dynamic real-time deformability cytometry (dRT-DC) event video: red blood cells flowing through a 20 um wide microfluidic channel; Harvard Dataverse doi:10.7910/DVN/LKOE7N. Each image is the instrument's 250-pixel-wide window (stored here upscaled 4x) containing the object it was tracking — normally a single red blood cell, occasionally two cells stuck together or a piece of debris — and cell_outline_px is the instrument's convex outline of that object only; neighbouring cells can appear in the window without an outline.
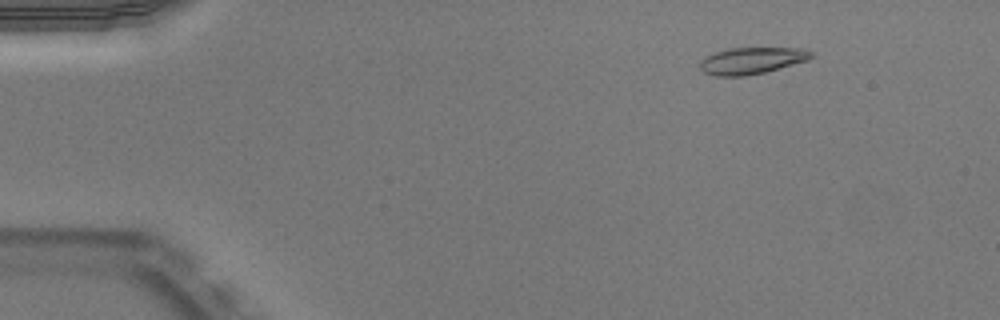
{"species": "Egyptian fruit bat (a non-hibernating species)", "species_latin": "Rousettus aegyptiacus", "temperature_condition": "warm", "stored_images_in_passage": 52, "camera_frame_rate_fps": 3000, "um_per_image_px": 0.085, "animal": {"sex": "male"}, "frame": {"image": 1, "passage_image": 7, "time_ms": 2.0, "image_size_px": [1000, 320], "cell_outline_px": [[816, 56], [808, 60], [764, 72], [744, 76], [716, 76], [704, 72], [700, 68], [700, 60], [716, 52], [728, 48], [804, 48], [812, 52]], "centroid_in_image_um": [63.92, 5.15], "position_along_channel_um": 21.1, "area_um2": 17.22}}
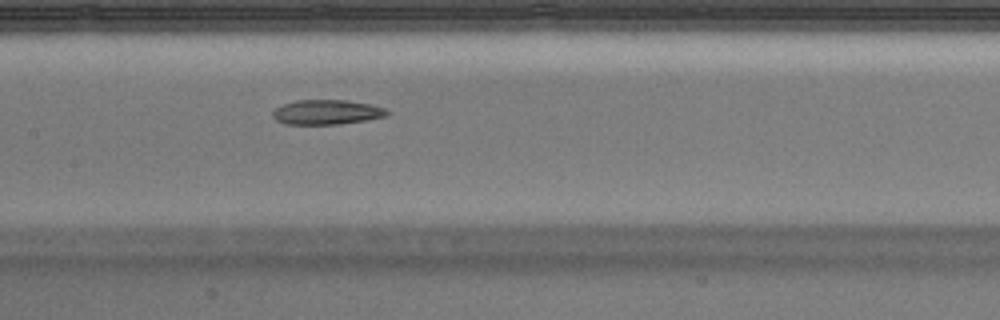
{"frame": {"image": 2, "passage_image": 26, "time_ms": 8.333, "image_size_px": [1000, 320], "cell_outline_px": [[392, 112], [388, 116], [368, 120], [340, 124], [284, 124], [276, 120], [272, 116], [272, 112], [276, 108], [284, 104], [296, 100], [344, 100], [372, 104], [384, 108]], "centroid_in_image_um": [27.82, 9.54], "position_along_channel_um": 179.6, "area_um2": 16.65}}
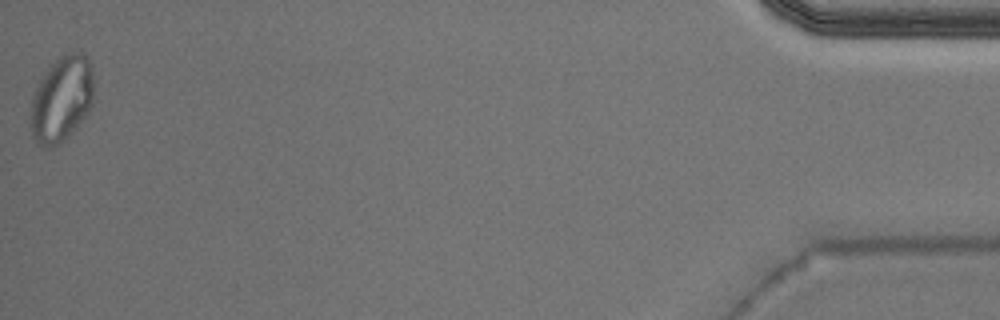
{"frame": {"image": 3, "passage_image": 52, "time_ms": 17.0, "image_size_px": [1000, 320], "cell_outline_px": [[92, 104], [88, 112], [76, 128], [52, 148], [48, 148], [36, 144], [32, 136], [28, 124], [28, 112], [32, 96], [40, 80], [48, 68], [64, 52], [80, 52], [88, 60], [92, 72]], "centroid_in_image_um": [5.17, 8.46], "position_along_channel_um": 430.0, "area_um2": 31.73}, "authors_computed_cell_mechanics": {"area_um2": 17.6001, "velocity_mm_per_s": 3.9454, "shape_relaxation_time_tau1_ms": null, "shape_relaxation_time_tau2_ms": 3.5292, "deformation_change_tau1": null, "deformation_change_tau2": 0.0851}}